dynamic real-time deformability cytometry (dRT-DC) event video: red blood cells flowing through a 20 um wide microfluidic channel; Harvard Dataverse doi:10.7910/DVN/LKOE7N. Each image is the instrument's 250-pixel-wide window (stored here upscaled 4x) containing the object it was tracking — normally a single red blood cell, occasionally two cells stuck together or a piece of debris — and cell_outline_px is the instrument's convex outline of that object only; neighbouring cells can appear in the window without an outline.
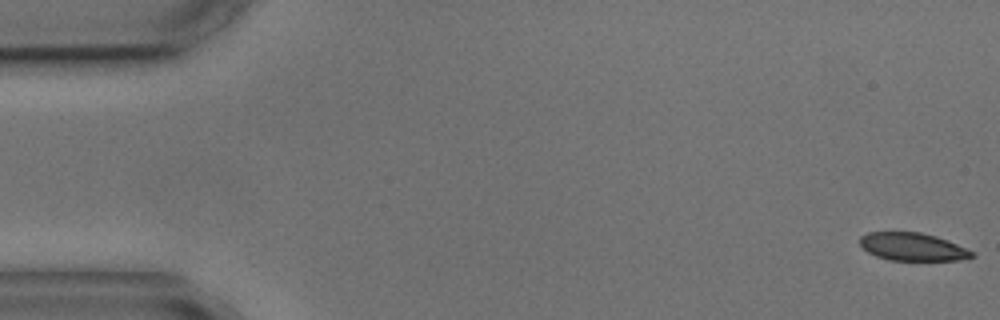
{"species": "common noctule bat (a hibernating species)", "species_latin": "Nyctalus noctula", "temperature_condition": "cold", "stored_images_in_passage": 6, "camera_frame_rate_fps": 3000, "um_per_image_px": 0.085, "animal": {"sex": "male", "body_mass_g": 17.9, "forearm_length_mm": 54.2}, "frame": {"image": 1, "passage_image": 1, "time_ms": 0.0, "image_size_px": [1000, 320], "cell_outline_px": [[976, 256], [968, 260], [888, 260], [876, 256], [868, 252], [860, 244], [860, 236], [868, 232], [920, 232], [936, 236], [948, 240], [976, 252]], "centroid_in_image_um": [77.64, 20.98], "position_along_channel_um": 7.4, "area_um2": 18.44}}